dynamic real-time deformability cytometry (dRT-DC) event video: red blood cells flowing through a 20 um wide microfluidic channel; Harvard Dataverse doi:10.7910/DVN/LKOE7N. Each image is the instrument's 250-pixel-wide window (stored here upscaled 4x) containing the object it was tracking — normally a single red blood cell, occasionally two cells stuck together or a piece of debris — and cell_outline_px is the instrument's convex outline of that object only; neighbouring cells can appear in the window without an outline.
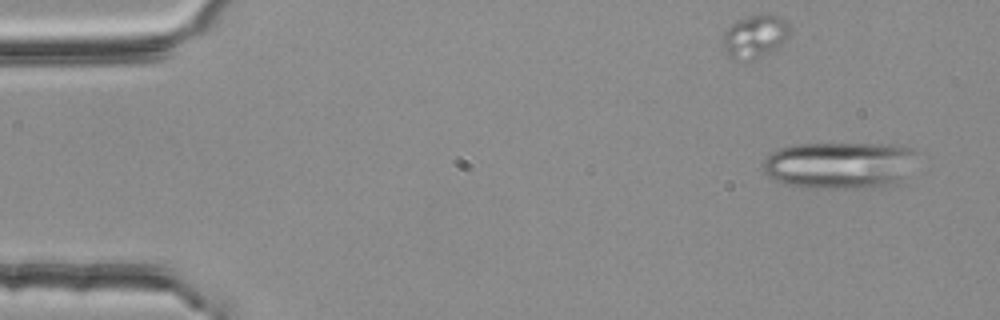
{"species": "common noctule bat (a hibernating species)", "species_latin": "Nyctalus noctula", "temperature_condition": "room temperature", "stored_images_in_passage": 4, "camera_frame_rate_fps": 3000, "um_per_image_px": 0.085, "animal": {"sex": "female", "body_mass_g": 25.1}, "frame": {"image": 1, "passage_image": 1, "time_ms": 0.0, "image_size_px": [1000, 320], "cell_outline_px": [[912, 152], [904, 176], [900, 180], [892, 184], [872, 188], [808, 188], [784, 184], [768, 176], [764, 172], [760, 164], [772, 152], [780, 148], [796, 144], [900, 144], [912, 148]], "centroid_in_image_um": [71.25, 14.04], "position_along_channel_um": 13.7, "area_um2": 41.79}}